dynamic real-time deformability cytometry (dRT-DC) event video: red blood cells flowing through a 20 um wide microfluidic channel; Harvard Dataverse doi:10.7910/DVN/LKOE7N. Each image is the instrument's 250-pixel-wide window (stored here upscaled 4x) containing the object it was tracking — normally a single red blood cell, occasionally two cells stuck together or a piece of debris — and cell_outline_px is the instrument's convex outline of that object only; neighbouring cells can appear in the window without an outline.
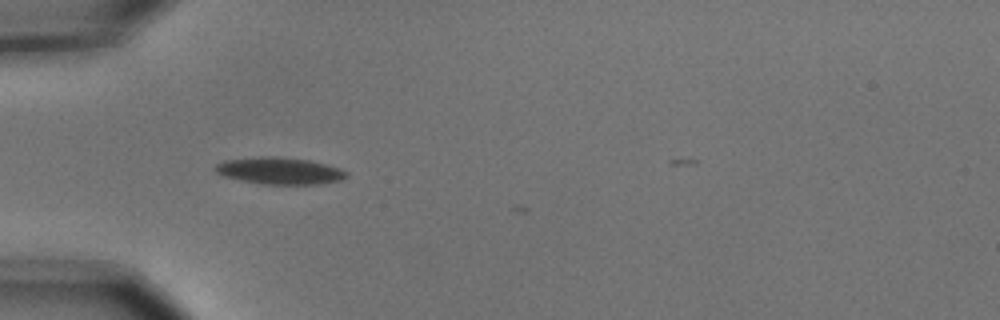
{"species": "common noctule bat (a hibernating species)", "species_latin": "Nyctalus noctula", "temperature_condition": "cold", "stored_images_in_passage": 6, "camera_frame_rate_fps": 3000, "um_per_image_px": 0.085, "animal": {"sex": "male", "body_mass_g": 15.6}, "frame": {"image": 1, "passage_image": 2, "time_ms": 0.333, "image_size_px": [1000, 320], "cell_outline_px": [[348, 176], [340, 180], [320, 184], [260, 184], [224, 176], [216, 172], [212, 168], [216, 164], [224, 160], [260, 156], [276, 156], [308, 160], [340, 168], [348, 172]], "centroid_in_image_um": [23.74, 14.51], "position_along_channel_um": 61.3, "area_um2": 20.58}}
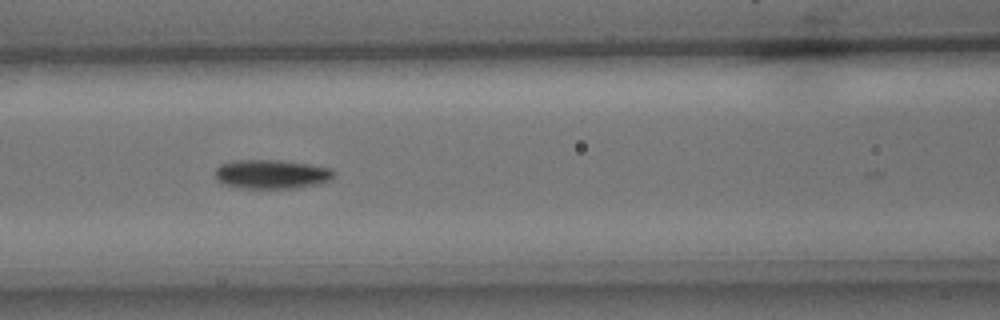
{"frame": {"image": 2, "passage_image": 4, "time_ms": 1.0, "image_size_px": [1000, 320], "cell_outline_px": [[336, 172], [332, 180], [320, 184], [296, 188], [240, 188], [224, 184], [216, 180], [216, 168], [220, 164], [236, 160], [280, 160], [308, 164], [332, 168]], "centroid_in_image_um": [23.13, 14.81], "position_along_channel_um": 143.5, "area_um2": 20.35}}
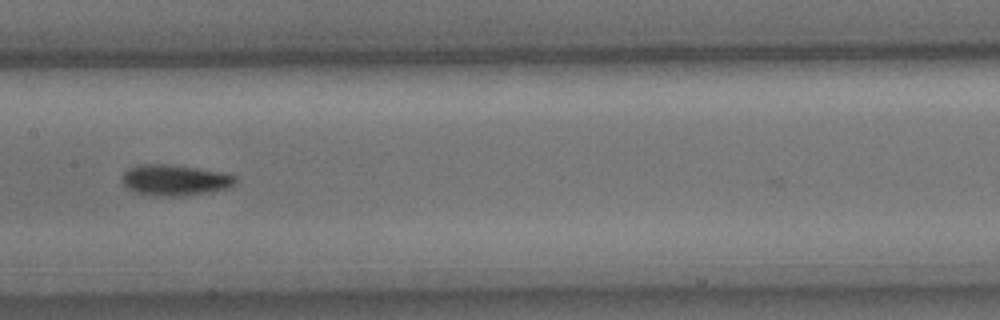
{"frame": {"image": 3, "passage_image": 5, "time_ms": 1.333, "image_size_px": [1000, 320], "cell_outline_px": [[236, 184], [228, 188], [208, 192], [184, 196], [152, 196], [136, 192], [128, 188], [120, 180], [124, 172], [128, 168], [136, 164], [168, 164], [224, 172], [236, 176]], "centroid_in_image_um": [14.85, 15.3], "position_along_channel_um": 192.5, "area_um2": 20.63}}